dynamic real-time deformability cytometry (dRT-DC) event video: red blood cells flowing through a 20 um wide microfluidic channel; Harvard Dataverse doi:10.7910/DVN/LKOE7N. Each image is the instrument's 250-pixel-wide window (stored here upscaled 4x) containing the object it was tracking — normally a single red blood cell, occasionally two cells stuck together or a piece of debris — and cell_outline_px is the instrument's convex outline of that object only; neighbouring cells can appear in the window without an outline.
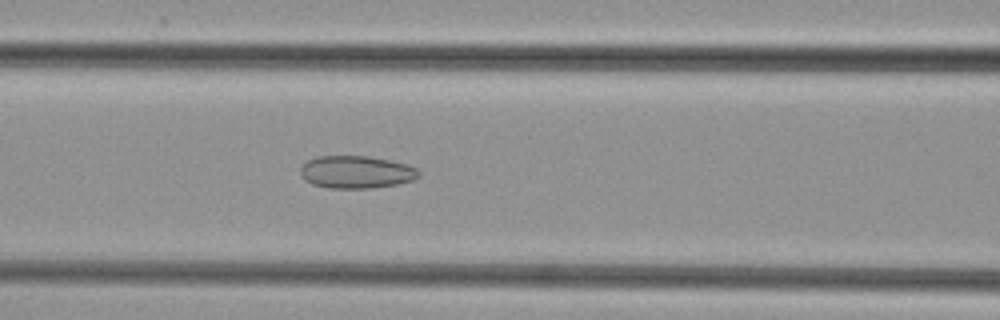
{"species": "common noctule bat (a hibernating species)", "species_latin": "Nyctalus noctula", "temperature_condition": "cold", "stored_images_in_passage": 49, "camera_frame_rate_fps": 3000, "um_per_image_px": 0.085, "animal": {"sex": "female", "body_mass_g": 29.2, "forearm_length_mm": 56.3}, "frame": {"image": 1, "passage_image": 21, "time_ms": 6.667, "image_size_px": [1000, 320], "cell_outline_px": [[420, 176], [412, 180], [396, 184], [372, 188], [328, 188], [312, 184], [304, 180], [300, 176], [300, 168], [308, 160], [316, 156], [368, 156], [408, 164], [416, 168], [420, 172]], "centroid_in_image_um": [30.26, 14.62], "position_along_channel_um": 136.3, "area_um2": 22.54}}
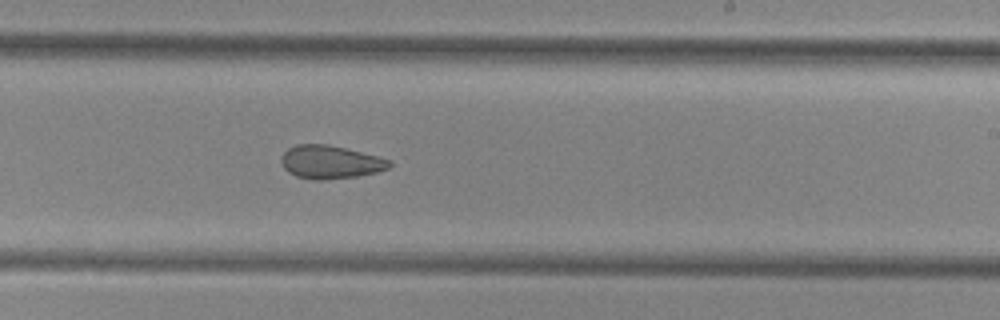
{"frame": {"image": 2, "passage_image": 30, "time_ms": 9.667, "image_size_px": [1000, 320], "cell_outline_px": [[392, 164], [388, 168], [376, 172], [356, 176], [324, 180], [312, 180], [296, 176], [288, 172], [284, 168], [280, 160], [280, 156], [288, 148], [296, 144], [328, 144], [392, 160]], "centroid_in_image_um": [28.04, 13.78], "position_along_channel_um": 261.0, "area_um2": 20.92}}
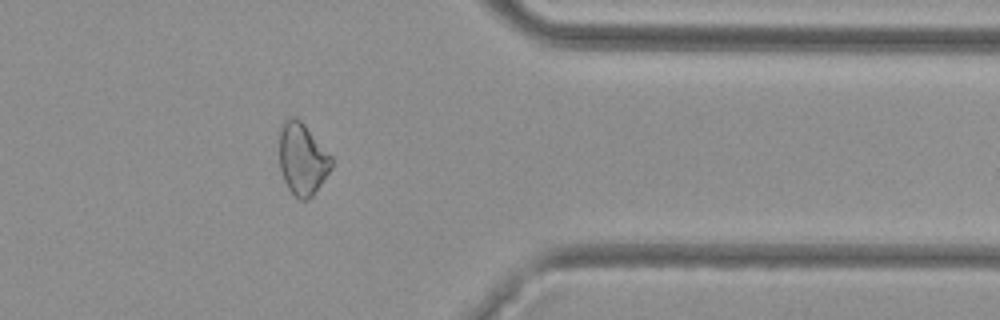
{"frame": {"image": 3, "passage_image": 40, "time_ms": 13.0, "image_size_px": [1000, 320], "cell_outline_px": [[332, 168], [312, 196], [308, 200], [300, 200], [288, 188], [284, 180], [280, 168], [280, 128], [284, 120], [292, 116], [296, 116], [304, 124], [332, 156]], "centroid_in_image_um": [25.7, 13.5], "position_along_channel_um": 385.7, "area_um2": 21.73}}